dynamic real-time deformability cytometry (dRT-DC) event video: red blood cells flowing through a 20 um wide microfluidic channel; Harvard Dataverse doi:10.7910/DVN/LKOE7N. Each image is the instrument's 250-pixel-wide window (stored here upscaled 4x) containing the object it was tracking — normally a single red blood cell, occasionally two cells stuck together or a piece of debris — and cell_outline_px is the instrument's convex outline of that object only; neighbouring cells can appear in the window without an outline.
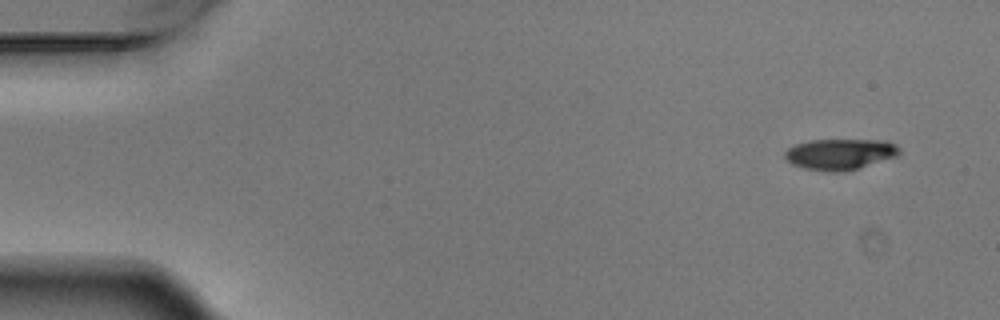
{"species": "Egyptian fruit bat (a non-hibernating species)", "species_latin": "Rousettus aegyptiacus", "temperature_condition": "warm", "stored_images_in_passage": 7, "camera_frame_rate_fps": 3000, "um_per_image_px": 0.085, "animal": {"sex": "male"}, "frame": {"image": 1, "passage_image": 1, "time_ms": 0.0, "image_size_px": [1000, 320], "cell_outline_px": [[900, 156], [856, 168], [840, 172], [832, 172], [804, 168], [792, 164], [784, 156], [784, 152], [788, 148], [796, 144], [808, 140], [888, 140], [896, 144], [900, 148]], "centroid_in_image_um": [71.44, 13.09], "position_along_channel_um": 13.6, "area_um2": 20.69}}
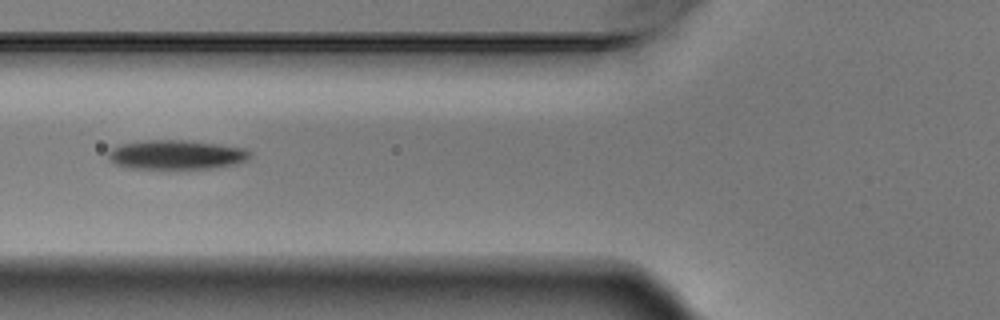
{"frame": {"image": 2, "passage_image": 6, "time_ms": 1.667, "image_size_px": [1000, 320], "cell_outline_px": [[252, 152], [244, 160], [232, 164], [208, 168], [132, 168], [116, 164], [108, 160], [108, 152], [112, 148], [120, 144], [144, 140], [184, 140], [216, 144], [244, 148]], "centroid_in_image_um": [14.91, 13.14], "position_along_channel_um": 110.9, "area_um2": 23.76}}
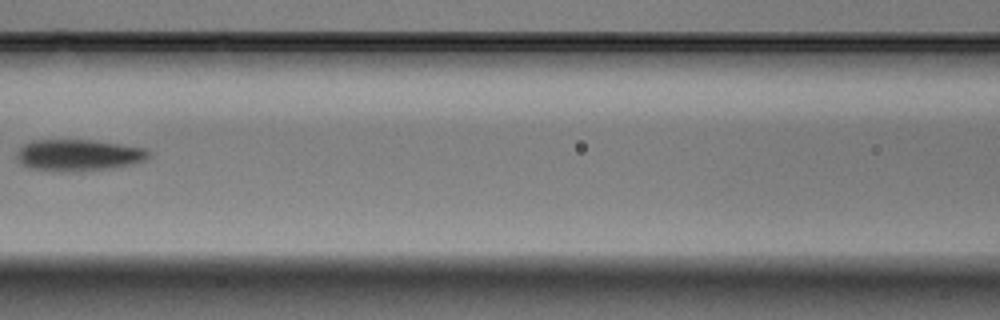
{"frame": {"image": 3, "passage_image": 7, "time_ms": 2.0, "image_size_px": [1000, 320], "cell_outline_px": [[152, 156], [144, 160], [132, 164], [112, 168], [80, 172], [68, 172], [28, 168], [16, 156], [20, 148], [24, 144], [32, 140], [92, 140], [144, 148], [152, 152]], "centroid_in_image_um": [6.71, 13.2], "position_along_channel_um": 159.9, "area_um2": 24.28}}